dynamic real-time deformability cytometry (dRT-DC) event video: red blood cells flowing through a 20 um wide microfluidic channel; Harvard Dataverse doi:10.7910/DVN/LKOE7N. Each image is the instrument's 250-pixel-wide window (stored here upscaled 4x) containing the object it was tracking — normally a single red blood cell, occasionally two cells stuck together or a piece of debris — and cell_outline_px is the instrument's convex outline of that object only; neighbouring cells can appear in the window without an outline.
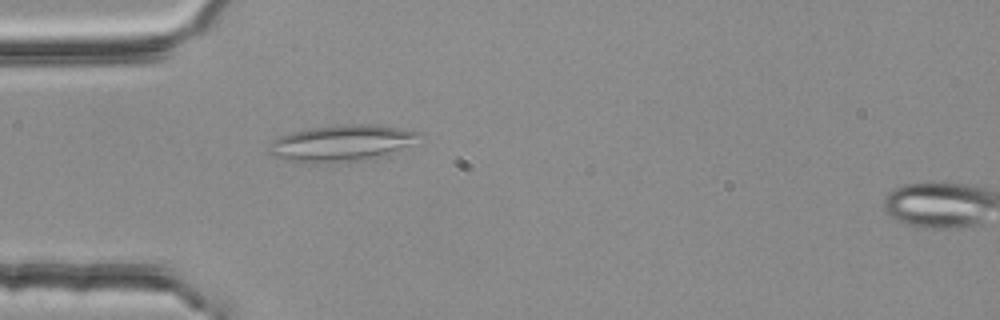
{"species": "common noctule bat (a hibernating species)", "species_latin": "Nyctalus noctula", "temperature_condition": "room temperature", "stored_images_in_passage": 3, "segment_of_instrument_passage": [1, 2], "camera_frame_rate_fps": 3000, "um_per_image_px": 0.085, "animal": {"sex": "female", "body_mass_g": 25.1}, "frame": {"image": 1, "passage_image": 2, "time_ms": 0.333, "image_size_px": [1000, 320], "cell_outline_px": [[424, 136], [408, 144], [372, 156], [328, 164], [308, 164], [288, 160], [276, 156], [268, 152], [268, 144], [272, 140], [280, 136], [292, 132], [312, 128], [344, 124], [372, 124], [420, 132]], "centroid_in_image_um": [28.88, 12.15], "position_along_channel_um": 56.1, "area_um2": 30.81}}